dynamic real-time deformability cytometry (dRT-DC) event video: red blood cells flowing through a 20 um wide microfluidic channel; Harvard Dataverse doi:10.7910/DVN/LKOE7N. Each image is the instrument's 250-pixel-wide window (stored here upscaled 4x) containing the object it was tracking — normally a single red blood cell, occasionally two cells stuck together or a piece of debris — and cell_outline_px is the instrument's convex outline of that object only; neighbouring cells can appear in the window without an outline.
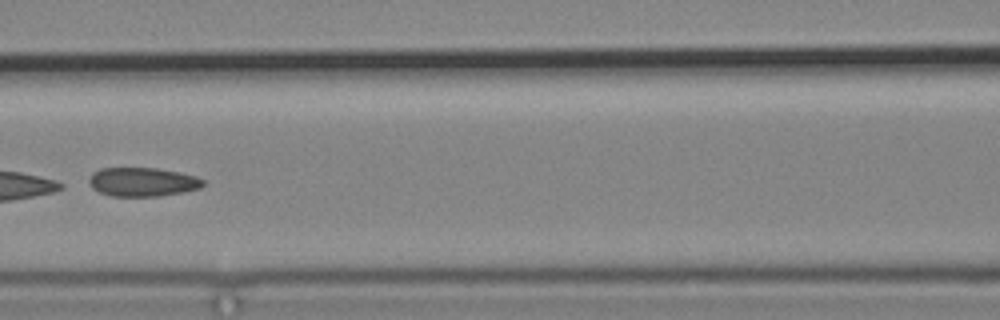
{"species": "common noctule bat (a hibernating species)", "species_latin": "Nyctalus noctula", "temperature_condition": "cold", "stored_images_in_passage": 8, "camera_frame_rate_fps": 3000, "um_per_image_px": 0.085, "animal": {"sex": "male", "body_mass_g": 19.2, "forearm_length_mm": 51.8}, "frame": {"image": 1, "passage_image": 6, "time_ms": 6.0, "image_size_px": [1000, 320], "cell_outline_px": [[204, 184], [200, 188], [180, 192], [156, 196], [112, 196], [100, 192], [92, 188], [88, 180], [92, 172], [100, 168], [156, 168], [180, 172], [196, 176], [204, 180]], "centroid_in_image_um": [12.09, 15.45], "position_along_channel_um": 154.5, "area_um2": 19.13}}
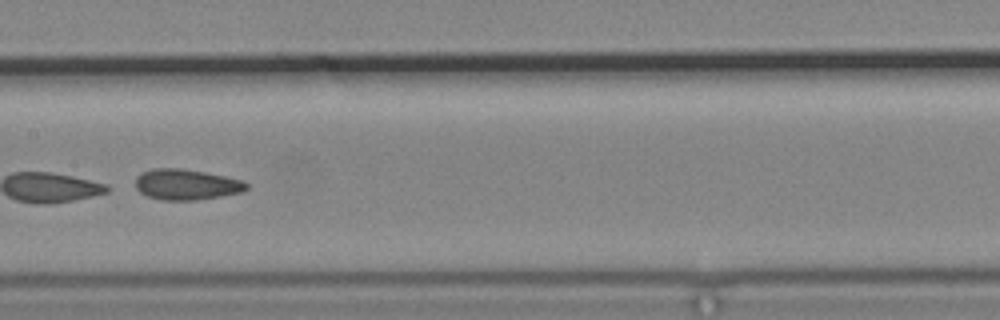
{"frame": {"image": 2, "passage_image": 7, "time_ms": 7.0, "image_size_px": [1000, 320], "cell_outline_px": [[248, 188], [244, 192], [196, 200], [160, 200], [148, 196], [140, 192], [136, 188], [136, 176], [152, 168], [180, 168], [204, 172], [244, 180], [248, 184]], "centroid_in_image_um": [15.86, 15.68], "position_along_channel_um": 191.5, "area_um2": 19.88}}
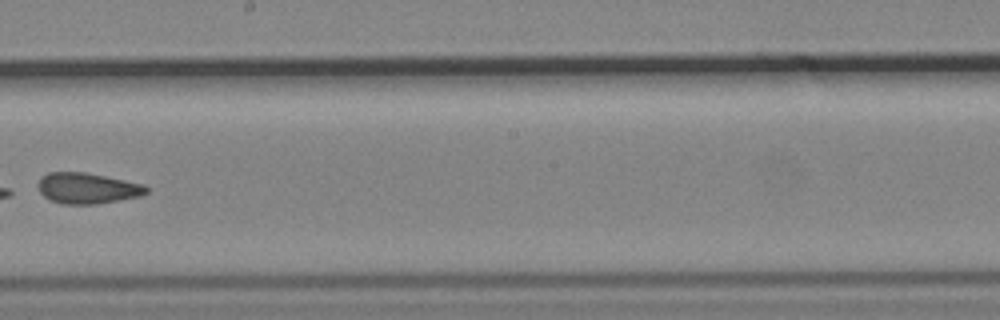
{"frame": {"image": 3, "passage_image": 8, "time_ms": 8.333, "image_size_px": [1000, 320], "cell_outline_px": [[148, 192], [140, 196], [120, 200], [96, 204], [60, 204], [44, 196], [40, 192], [36, 184], [40, 176], [48, 172], [84, 172], [144, 184], [148, 188]], "centroid_in_image_um": [7.39, 16.0], "position_along_channel_um": 240.8, "area_um2": 19.54}}